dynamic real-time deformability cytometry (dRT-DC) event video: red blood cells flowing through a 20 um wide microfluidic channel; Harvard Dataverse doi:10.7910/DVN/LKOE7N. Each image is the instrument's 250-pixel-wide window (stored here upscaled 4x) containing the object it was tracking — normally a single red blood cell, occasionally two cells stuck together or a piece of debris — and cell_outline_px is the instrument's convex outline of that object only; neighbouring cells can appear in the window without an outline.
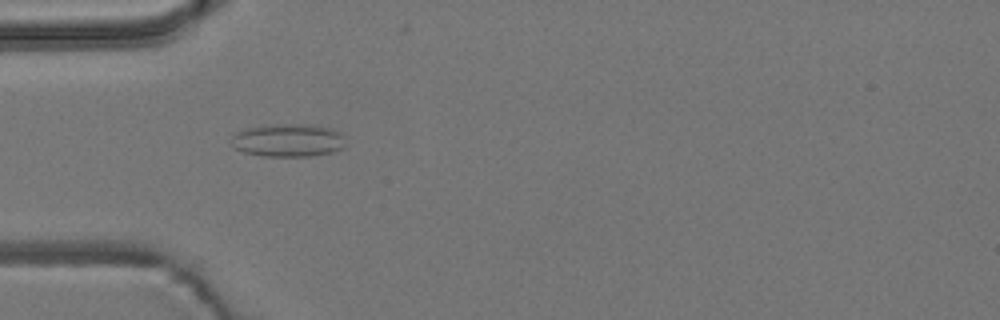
{"species": "common noctule bat (a hibernating species)", "species_latin": "Nyctalus noctula", "temperature_condition": "room temperature", "stored_images_in_passage": 2, "camera_frame_rate_fps": 3000, "um_per_image_px": 0.085, "animal": {"sex": "male", "body_mass_g": 19.2, "forearm_length_mm": 51.8}, "frame": {"image": 1, "passage_image": 1, "time_ms": 0.0, "image_size_px": [1000, 320], "cell_outline_px": [[344, 136], [340, 148], [332, 152], [308, 156], [264, 156], [244, 152], [236, 148], [232, 144], [232, 136], [236, 132], [244, 128], [264, 124], [300, 124], [328, 128], [340, 132]], "centroid_in_image_um": [24.41, 11.91], "position_along_channel_um": 60.6, "area_um2": 21.73}}